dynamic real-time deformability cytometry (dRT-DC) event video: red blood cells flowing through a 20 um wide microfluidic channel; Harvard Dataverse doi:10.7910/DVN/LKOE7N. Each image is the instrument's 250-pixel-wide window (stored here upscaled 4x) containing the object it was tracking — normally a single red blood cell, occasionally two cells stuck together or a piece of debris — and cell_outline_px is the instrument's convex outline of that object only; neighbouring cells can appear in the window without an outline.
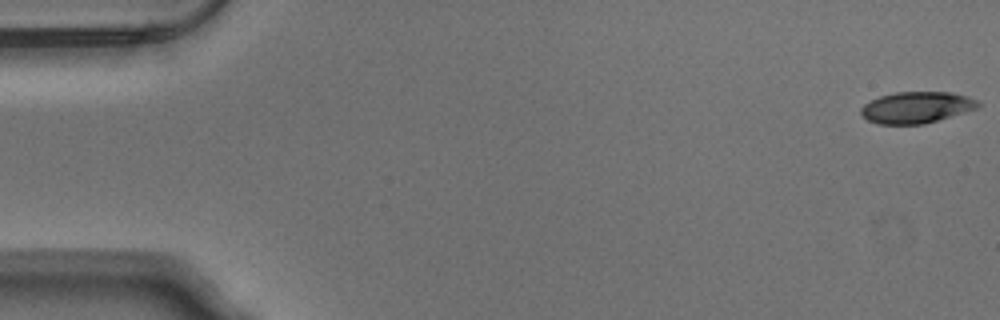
{"species": "Egyptian fruit bat (a non-hibernating species)", "species_latin": "Rousettus aegyptiacus", "temperature_condition": "warm", "stored_images_in_passage": 53, "camera_frame_rate_fps": 3000, "um_per_image_px": 0.085, "animal": {"sex": "male"}, "frame": {"image": 1, "passage_image": 1, "time_ms": 0.0, "image_size_px": [1000, 320], "cell_outline_px": [[980, 104], [976, 108], [924, 124], [880, 124], [868, 120], [860, 112], [860, 108], [864, 104], [880, 96], [896, 92], [948, 92], [968, 96], [980, 100]], "centroid_in_image_um": [77.9, 9.12], "position_along_channel_um": 7.1, "area_um2": 21.21}}
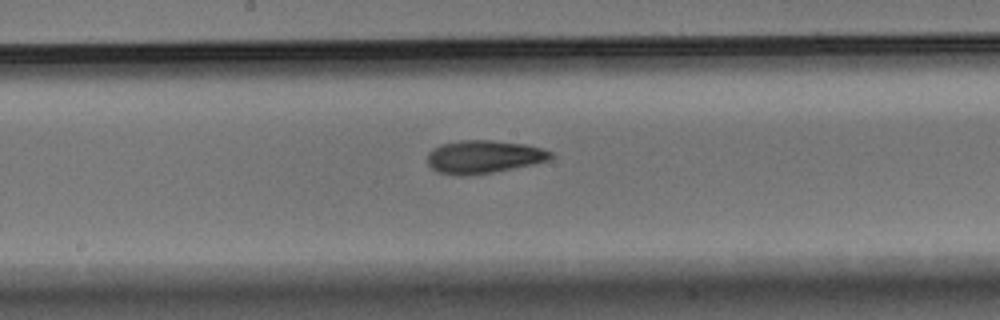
{"frame": {"image": 2, "passage_image": 28, "time_ms": 9.0, "image_size_px": [1000, 320], "cell_outline_px": [[552, 156], [548, 160], [532, 164], [492, 172], [464, 176], [460, 176], [436, 172], [428, 164], [428, 152], [432, 148], [440, 144], [460, 140], [492, 140], [524, 144], [540, 148], [552, 152]], "centroid_in_image_um": [41.05, 13.32], "position_along_channel_um": 207.1, "area_um2": 23.64}}
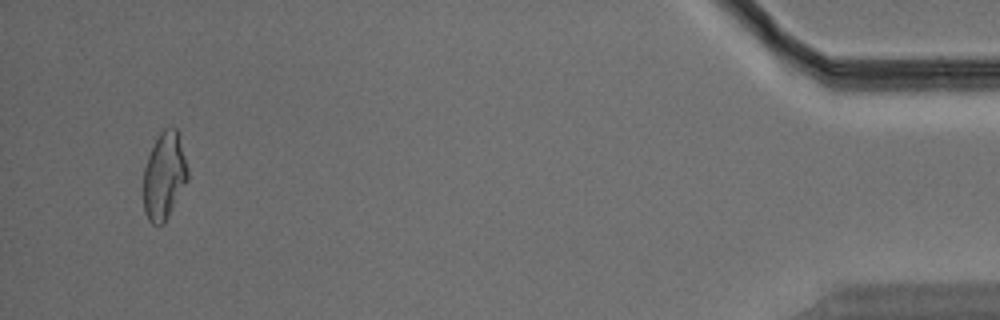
{"frame": {"image": 3, "passage_image": 51, "time_ms": 16.667, "image_size_px": [1000, 320], "cell_outline_px": [[188, 180], [164, 224], [152, 224], [148, 220], [144, 212], [144, 168], [148, 156], [160, 132], [164, 128], [176, 128], [188, 168]], "centroid_in_image_um": [13.96, 14.99], "position_along_channel_um": 421.2, "area_um2": 22.25}, "authors_computed_cell_mechanics": {"area_um2": 22.6576, "velocity_mm_per_s": 3.8128, "shape_relaxation_time_tau1_ms": 6.8245, "shape_relaxation_time_tau2_ms": 2.6534, "deformation_change_tau1": 0.1888, "deformation_change_tau2": 0.0997}}